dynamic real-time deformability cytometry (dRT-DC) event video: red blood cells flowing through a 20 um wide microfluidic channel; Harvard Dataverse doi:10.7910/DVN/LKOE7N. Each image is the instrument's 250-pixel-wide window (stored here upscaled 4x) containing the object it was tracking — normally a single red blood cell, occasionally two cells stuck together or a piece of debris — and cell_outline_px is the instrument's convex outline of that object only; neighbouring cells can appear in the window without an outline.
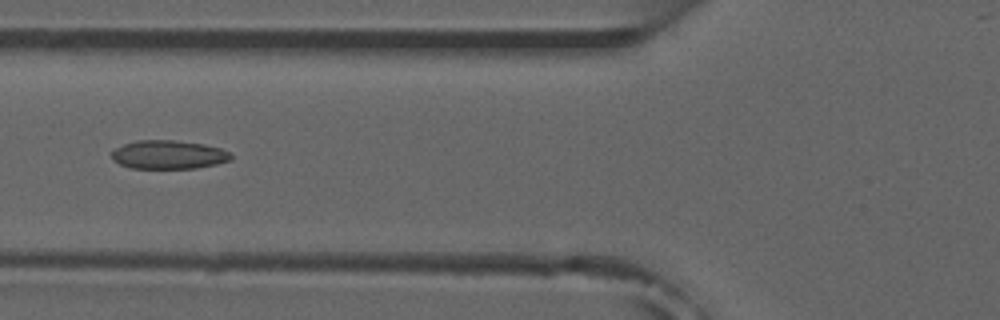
{"species": "common noctule bat (a hibernating species)", "species_latin": "Nyctalus noctula", "temperature_condition": "room temperature", "stored_images_in_passage": 6, "camera_frame_rate_fps": 3000, "um_per_image_px": 0.085, "animal": {"sex": "male", "forearm_length_mm": 52.5}, "frame": {"image": 1, "passage_image": 6, "time_ms": 5.667, "image_size_px": [1000, 320], "cell_outline_px": [[232, 160], [216, 164], [196, 168], [132, 168], [120, 164], [108, 152], [112, 148], [136, 140], [176, 140], [204, 144], [220, 148], [228, 152], [232, 156]], "centroid_in_image_um": [14.3, 13.13], "position_along_channel_um": 111.5, "area_um2": 20.0}}